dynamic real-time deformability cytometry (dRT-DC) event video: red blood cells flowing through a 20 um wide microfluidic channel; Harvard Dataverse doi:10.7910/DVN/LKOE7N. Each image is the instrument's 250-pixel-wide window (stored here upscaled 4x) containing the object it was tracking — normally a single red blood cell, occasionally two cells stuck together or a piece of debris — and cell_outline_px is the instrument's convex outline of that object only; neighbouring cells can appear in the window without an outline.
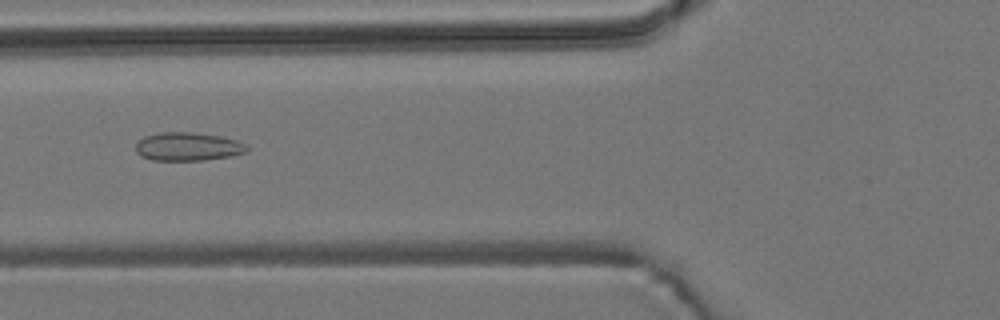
{"species": "common noctule bat (a hibernating species)", "species_latin": "Nyctalus noctula", "temperature_condition": "room temperature", "stored_images_in_passage": 8, "camera_frame_rate_fps": 3000, "um_per_image_px": 0.085, "animal": {"sex": "male", "body_mass_g": 19.2, "forearm_length_mm": 51.8}, "frame": {"image": 1, "passage_image": 5, "time_ms": 1.333, "image_size_px": [1000, 320], "cell_outline_px": [[248, 148], [244, 152], [232, 156], [204, 160], [152, 160], [140, 156], [136, 152], [136, 144], [144, 136], [160, 132], [192, 132], [220, 136], [236, 140], [248, 144]], "centroid_in_image_um": [15.96, 12.46], "position_along_channel_um": 109.8, "area_um2": 18.44}}
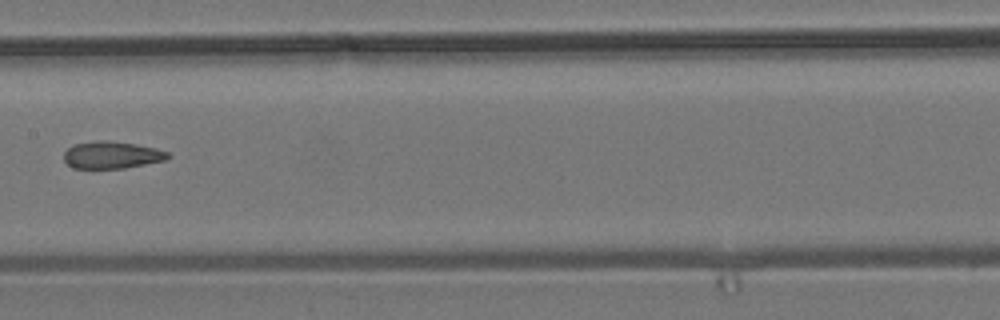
{"frame": {"image": 2, "passage_image": 7, "time_ms": 2.0, "image_size_px": [1000, 320], "cell_outline_px": [[172, 156], [164, 160], [124, 168], [72, 168], [64, 160], [64, 152], [72, 144], [100, 140], [108, 140], [136, 144], [156, 148], [168, 152]], "centroid_in_image_um": [9.49, 13.16], "position_along_channel_um": 197.9, "area_um2": 16.47}}
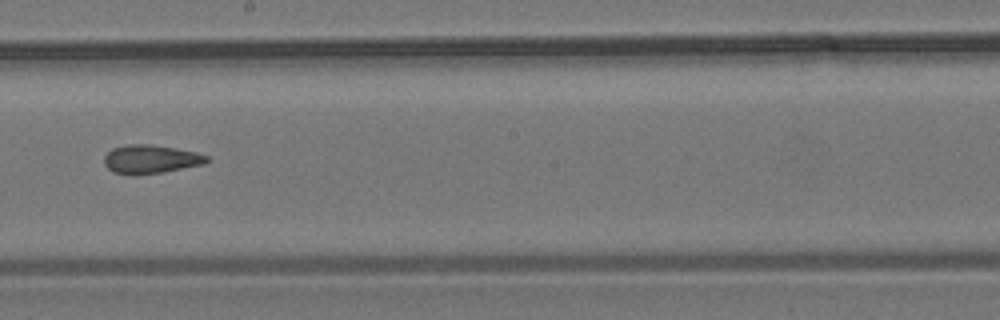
{"frame": {"image": 3, "passage_image": 8, "time_ms": 2.333, "image_size_px": [1000, 320], "cell_outline_px": [[208, 160], [204, 164], [164, 172], [136, 176], [112, 172], [104, 164], [104, 156], [112, 148], [128, 144], [148, 144], [176, 148], [196, 152], [208, 156]], "centroid_in_image_um": [12.78, 13.54], "position_along_channel_um": 235.4, "area_um2": 17.28}}